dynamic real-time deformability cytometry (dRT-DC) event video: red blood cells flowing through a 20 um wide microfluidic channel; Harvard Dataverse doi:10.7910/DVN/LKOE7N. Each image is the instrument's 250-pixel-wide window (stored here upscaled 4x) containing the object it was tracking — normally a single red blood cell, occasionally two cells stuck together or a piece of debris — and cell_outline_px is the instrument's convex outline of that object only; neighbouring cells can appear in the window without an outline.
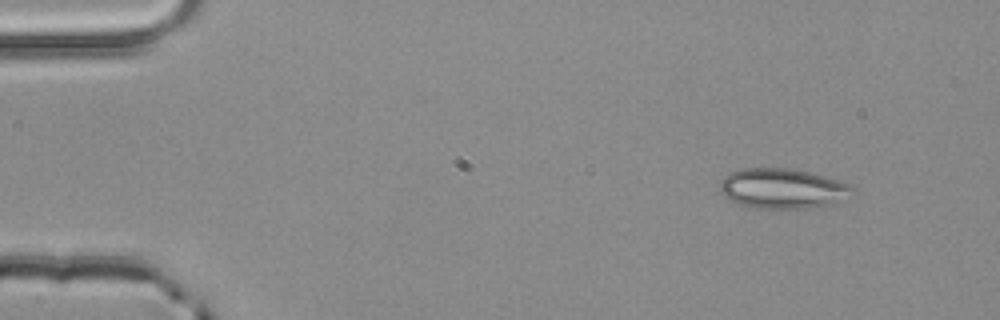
{"species": "common noctule bat (a hibernating species)", "species_latin": "Nyctalus noctula", "temperature_condition": "room temperature", "stored_images_in_passage": 3, "camera_frame_rate_fps": 3000, "um_per_image_px": 0.085, "animal": {"sex": "male", "body_mass_g": 20.4}, "frame": {"image": 1, "passage_image": 1, "time_ms": 0.0, "image_size_px": [1000, 320], "cell_outline_px": [[856, 192], [832, 204], [804, 208], [756, 208], [736, 204], [724, 196], [720, 192], [720, 180], [724, 176], [740, 168], [792, 168], [808, 172], [836, 180], [848, 184]], "centroid_in_image_um": [66.45, 16.02], "position_along_channel_um": 18.5, "area_um2": 30.81}}